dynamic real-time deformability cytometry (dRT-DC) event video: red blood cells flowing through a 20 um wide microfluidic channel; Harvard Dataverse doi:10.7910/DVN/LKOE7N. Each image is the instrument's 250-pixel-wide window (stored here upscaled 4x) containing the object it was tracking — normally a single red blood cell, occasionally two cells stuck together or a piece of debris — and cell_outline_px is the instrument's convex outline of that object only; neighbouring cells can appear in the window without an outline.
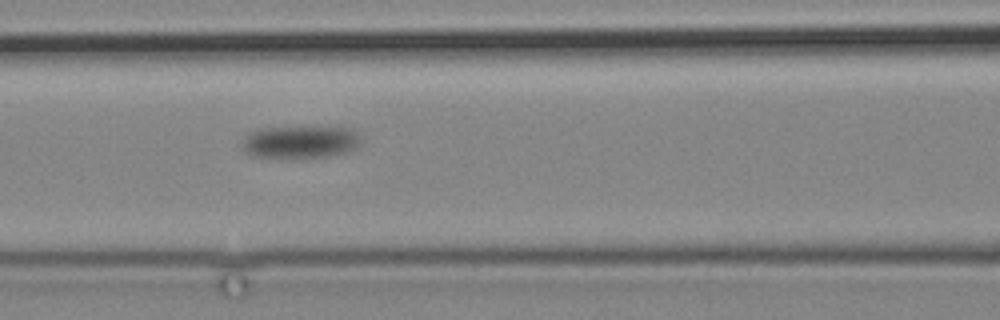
{"species": "common noctule bat (a hibernating species)", "species_latin": "Nyctalus noctula", "temperature_condition": "cold", "stored_images_in_passage": 9, "segment_of_instrument_passage": [1, 2], "camera_frame_rate_fps": 3000, "um_per_image_px": 0.085, "animal": {"sex": "male", "body_mass_g": 19.2, "forearm_length_mm": 51.8}, "frame": {"image": 1, "passage_image": 4, "time_ms": 3.667, "image_size_px": [1000, 320], "cell_outline_px": [[360, 144], [356, 148], [348, 152], [328, 156], [304, 160], [292, 160], [252, 156], [244, 152], [240, 148], [240, 144], [244, 136], [248, 132], [264, 128], [352, 128], [356, 132], [360, 140]], "centroid_in_image_um": [25.44, 12.13], "position_along_channel_um": 141.2, "area_um2": 23.29}}
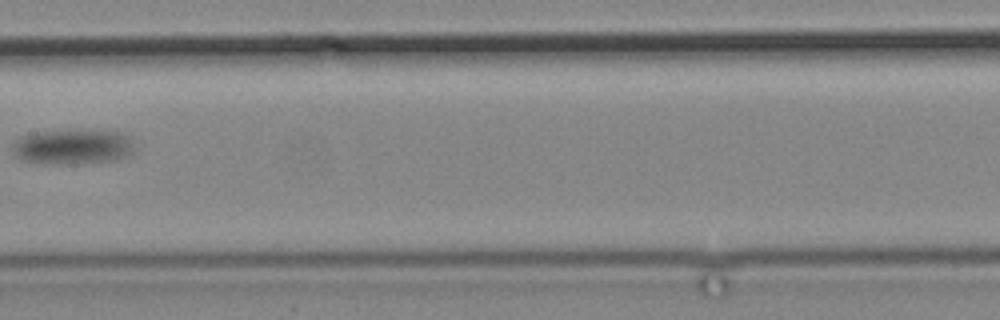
{"frame": {"image": 2, "passage_image": 6, "time_ms": 6.0, "image_size_px": [1000, 320], "cell_outline_px": [[136, 148], [132, 156], [116, 160], [64, 164], [48, 164], [20, 160], [12, 156], [12, 144], [20, 136], [32, 132], [120, 132], [128, 136]], "centroid_in_image_um": [6.15, 12.52], "position_along_channel_um": 201.2, "area_um2": 24.8}}
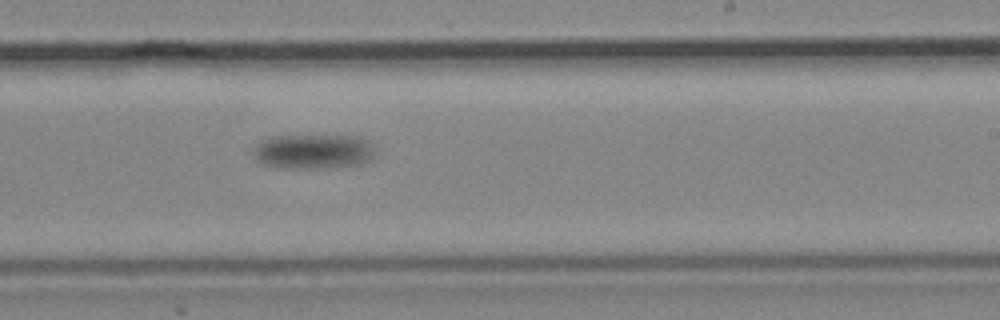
{"frame": {"image": 3, "passage_image": 8, "time_ms": 8.333, "image_size_px": [1000, 320], "cell_outline_px": [[372, 156], [368, 160], [360, 164], [324, 168], [284, 168], [264, 164], [252, 156], [252, 148], [260, 140], [272, 136], [360, 136], [368, 140], [372, 144]], "centroid_in_image_um": [26.57, 12.87], "position_along_channel_um": 262.4, "area_um2": 24.68}}